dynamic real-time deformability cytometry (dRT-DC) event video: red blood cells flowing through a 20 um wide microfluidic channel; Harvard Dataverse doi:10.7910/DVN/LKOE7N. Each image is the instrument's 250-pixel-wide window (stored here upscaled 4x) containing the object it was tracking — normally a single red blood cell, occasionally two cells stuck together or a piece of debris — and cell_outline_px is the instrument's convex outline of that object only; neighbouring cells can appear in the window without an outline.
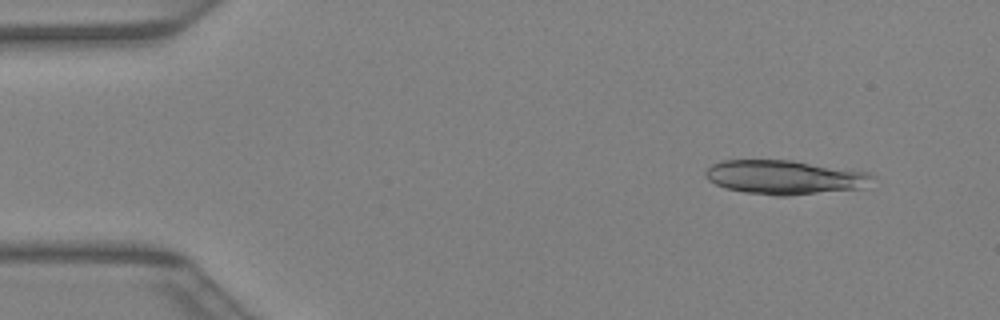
{"species": "Egyptian fruit bat (a non-hibernating species)", "species_latin": "Rousettus aegyptiacus", "temperature_condition": "warm", "stored_images_in_passage": 12, "camera_frame_rate_fps": 3000, "um_per_image_px": 0.085, "animal": {"sex": "female"}, "frame": {"image": 1, "passage_image": 4, "time_ms": 1.0, "image_size_px": [1000, 320], "cell_outline_px": [[876, 176], [864, 188], [788, 196], [776, 196], [744, 192], [724, 188], [708, 180], [704, 172], [712, 164], [720, 160], [792, 160], [868, 172]], "centroid_in_image_um": [66.69, 15.07], "position_along_channel_um": 18.3, "area_um2": 33.35}}